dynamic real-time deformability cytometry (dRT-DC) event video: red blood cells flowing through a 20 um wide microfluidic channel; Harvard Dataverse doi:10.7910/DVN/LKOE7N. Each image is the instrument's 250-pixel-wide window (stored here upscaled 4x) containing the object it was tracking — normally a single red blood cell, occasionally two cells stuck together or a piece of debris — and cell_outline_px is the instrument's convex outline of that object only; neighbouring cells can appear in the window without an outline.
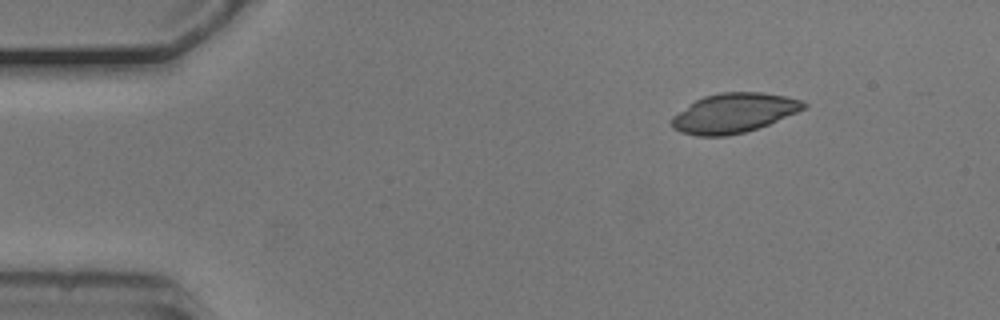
{"species": "common noctule bat (a hibernating species)", "species_latin": "Nyctalus noctula", "temperature_condition": "cold", "stored_images_in_passage": 47, "camera_frame_rate_fps": 3000, "um_per_image_px": 0.085, "animal": {"sex": "male", "body_mass_g": 20.5, "forearm_length_mm": 52.5}, "frame": {"image": 1, "passage_image": 1, "time_ms": 0.0, "image_size_px": [1000, 320], "cell_outline_px": [[808, 104], [804, 108], [796, 112], [768, 124], [744, 132], [728, 136], [696, 136], [680, 132], [672, 128], [672, 116], [696, 100], [704, 96], [720, 92], [760, 92], [784, 96], [804, 100]], "centroid_in_image_um": [62.36, 9.61], "position_along_channel_um": 22.6, "area_um2": 30.17}}
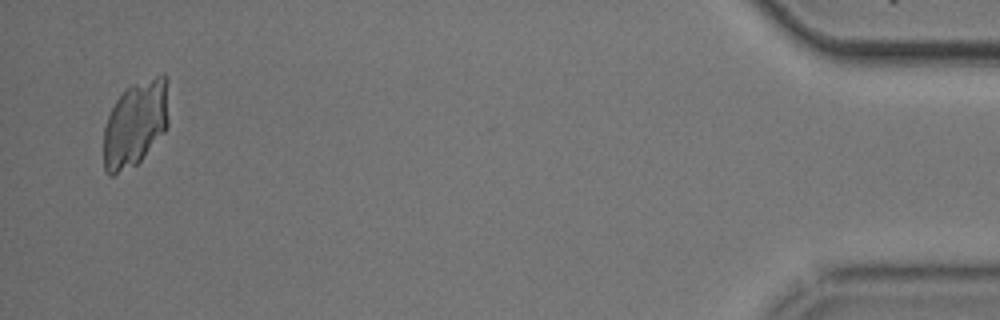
{"frame": {"image": 2, "passage_image": 46, "time_ms": 15.0, "image_size_px": [1000, 320], "cell_outline_px": [[168, 124], [164, 132], [140, 160], [136, 164], [112, 176], [108, 176], [104, 172], [104, 128], [108, 116], [116, 100], [132, 84], [164, 72], [168, 76]], "centroid_in_image_um": [11.53, 10.48], "position_along_channel_um": 423.7, "area_um2": 32.71}}